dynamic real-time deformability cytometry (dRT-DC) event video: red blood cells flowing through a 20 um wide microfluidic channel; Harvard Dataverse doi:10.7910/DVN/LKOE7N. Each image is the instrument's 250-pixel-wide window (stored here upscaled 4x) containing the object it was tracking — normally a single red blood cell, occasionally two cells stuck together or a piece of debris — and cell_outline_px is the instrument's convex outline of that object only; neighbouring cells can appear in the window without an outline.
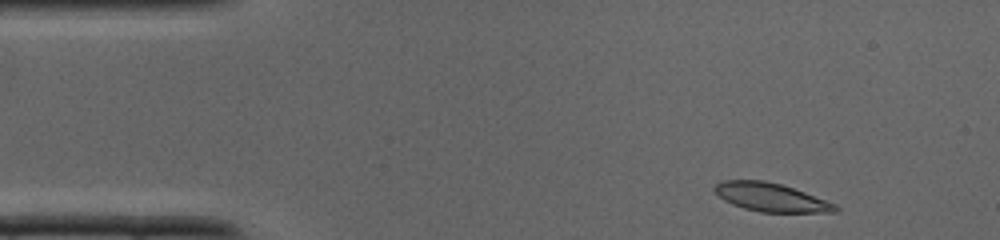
{"species": "common noctule bat (a hibernating species)", "species_latin": "Nyctalus noctula", "temperature_condition": "cold", "stored_images_in_passage": 35, "camera_frame_rate_fps": 3000, "um_per_image_px": 0.085, "animal": {"sex": "male", "body_mass_g": 19.0, "forearm_length_mm": 50.8}, "frame": {"image": 1, "passage_image": 2, "time_ms": 0.333, "image_size_px": [1000, 240], "cell_outline_px": [[840, 208], [836, 212], [760, 212], [744, 208], [732, 204], [724, 200], [712, 188], [716, 184], [724, 180], [764, 180], [780, 184], [804, 192], [836, 204]], "centroid_in_image_um": [65.52, 16.77], "position_along_channel_um": 19.5, "area_um2": 19.83}}
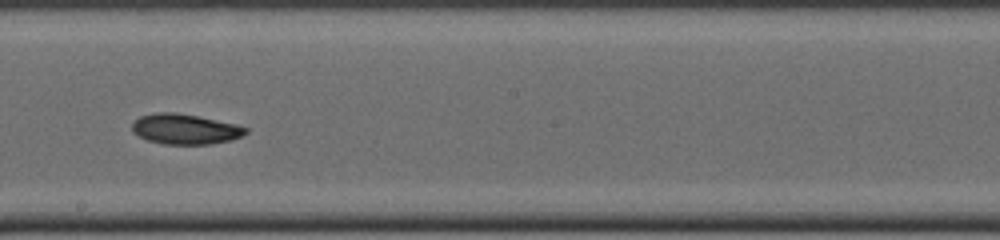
{"frame": {"image": 2, "passage_image": 18, "time_ms": 5.667, "image_size_px": [1000, 240], "cell_outline_px": [[248, 132], [232, 140], [212, 144], [164, 144], [148, 140], [132, 132], [132, 124], [140, 116], [156, 112], [172, 112], [196, 116], [236, 124], [248, 128]], "centroid_in_image_um": [15.74, 10.98], "position_along_channel_um": 232.5, "area_um2": 19.88}}
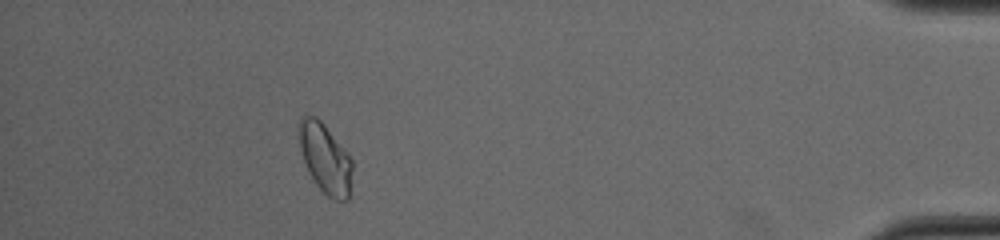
{"frame": {"image": 3, "passage_image": 31, "time_ms": 10.0, "image_size_px": [1000, 240], "cell_outline_px": [[352, 168], [348, 200], [336, 200], [328, 196], [316, 184], [308, 172], [300, 148], [300, 120], [304, 116], [316, 116], [324, 124], [352, 160]], "centroid_in_image_um": [27.65, 13.49], "position_along_channel_um": 407.6, "area_um2": 20.98}}